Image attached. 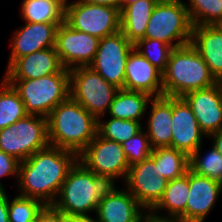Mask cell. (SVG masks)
<instances>
[{
	"label": "cell",
	"mask_w": 222,
	"mask_h": 222,
	"mask_svg": "<svg viewBox=\"0 0 222 222\" xmlns=\"http://www.w3.org/2000/svg\"><path fill=\"white\" fill-rule=\"evenodd\" d=\"M77 161L76 153L50 145L35 152L26 160L20 161L18 195L53 205L68 172Z\"/></svg>",
	"instance_id": "6da1fadb"
},
{
	"label": "cell",
	"mask_w": 222,
	"mask_h": 222,
	"mask_svg": "<svg viewBox=\"0 0 222 222\" xmlns=\"http://www.w3.org/2000/svg\"><path fill=\"white\" fill-rule=\"evenodd\" d=\"M98 120L70 96L47 117L49 145L79 155L97 134Z\"/></svg>",
	"instance_id": "7a4b0ae2"
},
{
	"label": "cell",
	"mask_w": 222,
	"mask_h": 222,
	"mask_svg": "<svg viewBox=\"0 0 222 222\" xmlns=\"http://www.w3.org/2000/svg\"><path fill=\"white\" fill-rule=\"evenodd\" d=\"M217 82L201 55L190 43L173 48L162 73L164 96L183 97Z\"/></svg>",
	"instance_id": "3957f363"
},
{
	"label": "cell",
	"mask_w": 222,
	"mask_h": 222,
	"mask_svg": "<svg viewBox=\"0 0 222 222\" xmlns=\"http://www.w3.org/2000/svg\"><path fill=\"white\" fill-rule=\"evenodd\" d=\"M112 185L77 161L68 172L52 206L64 214L89 216L90 211L96 212L98 203Z\"/></svg>",
	"instance_id": "277c9868"
},
{
	"label": "cell",
	"mask_w": 222,
	"mask_h": 222,
	"mask_svg": "<svg viewBox=\"0 0 222 222\" xmlns=\"http://www.w3.org/2000/svg\"><path fill=\"white\" fill-rule=\"evenodd\" d=\"M24 103L26 113L48 117L50 112L70 96L69 70L38 79L6 80Z\"/></svg>",
	"instance_id": "5b68a950"
},
{
	"label": "cell",
	"mask_w": 222,
	"mask_h": 222,
	"mask_svg": "<svg viewBox=\"0 0 222 222\" xmlns=\"http://www.w3.org/2000/svg\"><path fill=\"white\" fill-rule=\"evenodd\" d=\"M192 27L184 1L159 0L150 17L145 38L160 40L177 48L190 43Z\"/></svg>",
	"instance_id": "8992f818"
},
{
	"label": "cell",
	"mask_w": 222,
	"mask_h": 222,
	"mask_svg": "<svg viewBox=\"0 0 222 222\" xmlns=\"http://www.w3.org/2000/svg\"><path fill=\"white\" fill-rule=\"evenodd\" d=\"M70 97L97 120L109 110L118 88L89 66L69 70Z\"/></svg>",
	"instance_id": "52a82bcc"
},
{
	"label": "cell",
	"mask_w": 222,
	"mask_h": 222,
	"mask_svg": "<svg viewBox=\"0 0 222 222\" xmlns=\"http://www.w3.org/2000/svg\"><path fill=\"white\" fill-rule=\"evenodd\" d=\"M48 146L46 117L28 114L9 127L0 129V150L19 161Z\"/></svg>",
	"instance_id": "ba28073f"
},
{
	"label": "cell",
	"mask_w": 222,
	"mask_h": 222,
	"mask_svg": "<svg viewBox=\"0 0 222 222\" xmlns=\"http://www.w3.org/2000/svg\"><path fill=\"white\" fill-rule=\"evenodd\" d=\"M65 4V22L73 29L99 39L120 31V11L75 0Z\"/></svg>",
	"instance_id": "9c48e42d"
},
{
	"label": "cell",
	"mask_w": 222,
	"mask_h": 222,
	"mask_svg": "<svg viewBox=\"0 0 222 222\" xmlns=\"http://www.w3.org/2000/svg\"><path fill=\"white\" fill-rule=\"evenodd\" d=\"M78 161L113 185L116 178L119 179L120 176L126 179L130 167L122 145L107 140L98 133L78 155Z\"/></svg>",
	"instance_id": "30bf717a"
},
{
	"label": "cell",
	"mask_w": 222,
	"mask_h": 222,
	"mask_svg": "<svg viewBox=\"0 0 222 222\" xmlns=\"http://www.w3.org/2000/svg\"><path fill=\"white\" fill-rule=\"evenodd\" d=\"M134 45L121 31L99 41L94 60L89 65L104 80L118 89H124L126 60Z\"/></svg>",
	"instance_id": "8fae6325"
},
{
	"label": "cell",
	"mask_w": 222,
	"mask_h": 222,
	"mask_svg": "<svg viewBox=\"0 0 222 222\" xmlns=\"http://www.w3.org/2000/svg\"><path fill=\"white\" fill-rule=\"evenodd\" d=\"M100 39L71 28L65 21L56 31L55 49L65 69L89 66L94 60Z\"/></svg>",
	"instance_id": "7c38bea8"
},
{
	"label": "cell",
	"mask_w": 222,
	"mask_h": 222,
	"mask_svg": "<svg viewBox=\"0 0 222 222\" xmlns=\"http://www.w3.org/2000/svg\"><path fill=\"white\" fill-rule=\"evenodd\" d=\"M155 162L149 157L129 167L125 184L137 202L150 212L161 200L168 179L158 177Z\"/></svg>",
	"instance_id": "4fadbf2b"
},
{
	"label": "cell",
	"mask_w": 222,
	"mask_h": 222,
	"mask_svg": "<svg viewBox=\"0 0 222 222\" xmlns=\"http://www.w3.org/2000/svg\"><path fill=\"white\" fill-rule=\"evenodd\" d=\"M182 98L207 137L222 128V82L189 92Z\"/></svg>",
	"instance_id": "5bb4252c"
},
{
	"label": "cell",
	"mask_w": 222,
	"mask_h": 222,
	"mask_svg": "<svg viewBox=\"0 0 222 222\" xmlns=\"http://www.w3.org/2000/svg\"><path fill=\"white\" fill-rule=\"evenodd\" d=\"M171 148L190 156L200 145L205 133L200 129L190 106L182 97H172Z\"/></svg>",
	"instance_id": "9a60e30c"
},
{
	"label": "cell",
	"mask_w": 222,
	"mask_h": 222,
	"mask_svg": "<svg viewBox=\"0 0 222 222\" xmlns=\"http://www.w3.org/2000/svg\"><path fill=\"white\" fill-rule=\"evenodd\" d=\"M144 208L128 191L115 184L104 194L96 210L97 222H143Z\"/></svg>",
	"instance_id": "2e32d148"
},
{
	"label": "cell",
	"mask_w": 222,
	"mask_h": 222,
	"mask_svg": "<svg viewBox=\"0 0 222 222\" xmlns=\"http://www.w3.org/2000/svg\"><path fill=\"white\" fill-rule=\"evenodd\" d=\"M62 23H29L17 29L10 39L12 46L8 69L18 58L55 47L56 31Z\"/></svg>",
	"instance_id": "e0dca14e"
},
{
	"label": "cell",
	"mask_w": 222,
	"mask_h": 222,
	"mask_svg": "<svg viewBox=\"0 0 222 222\" xmlns=\"http://www.w3.org/2000/svg\"><path fill=\"white\" fill-rule=\"evenodd\" d=\"M222 183L198 175L189 169V196L186 203V222H204L220 196Z\"/></svg>",
	"instance_id": "ac0fdd59"
},
{
	"label": "cell",
	"mask_w": 222,
	"mask_h": 222,
	"mask_svg": "<svg viewBox=\"0 0 222 222\" xmlns=\"http://www.w3.org/2000/svg\"><path fill=\"white\" fill-rule=\"evenodd\" d=\"M124 89L148 93L151 97L164 96L162 73L133 48L126 60Z\"/></svg>",
	"instance_id": "d6986e66"
},
{
	"label": "cell",
	"mask_w": 222,
	"mask_h": 222,
	"mask_svg": "<svg viewBox=\"0 0 222 222\" xmlns=\"http://www.w3.org/2000/svg\"><path fill=\"white\" fill-rule=\"evenodd\" d=\"M63 68L55 47H51L18 58L6 70L4 79H38L58 74Z\"/></svg>",
	"instance_id": "ffe728a7"
},
{
	"label": "cell",
	"mask_w": 222,
	"mask_h": 222,
	"mask_svg": "<svg viewBox=\"0 0 222 222\" xmlns=\"http://www.w3.org/2000/svg\"><path fill=\"white\" fill-rule=\"evenodd\" d=\"M190 44L201 55L214 78L222 82V25L193 26Z\"/></svg>",
	"instance_id": "44dd1931"
},
{
	"label": "cell",
	"mask_w": 222,
	"mask_h": 222,
	"mask_svg": "<svg viewBox=\"0 0 222 222\" xmlns=\"http://www.w3.org/2000/svg\"><path fill=\"white\" fill-rule=\"evenodd\" d=\"M152 102V103H150ZM147 131L151 147H171L172 142V97H153Z\"/></svg>",
	"instance_id": "7402d4cb"
},
{
	"label": "cell",
	"mask_w": 222,
	"mask_h": 222,
	"mask_svg": "<svg viewBox=\"0 0 222 222\" xmlns=\"http://www.w3.org/2000/svg\"><path fill=\"white\" fill-rule=\"evenodd\" d=\"M188 192L189 169L183 176L168 181L161 200L149 213L158 218L180 219L181 221L186 222V203L189 196ZM159 209L168 210V216L165 215L164 217V215H159Z\"/></svg>",
	"instance_id": "603a6c76"
},
{
	"label": "cell",
	"mask_w": 222,
	"mask_h": 222,
	"mask_svg": "<svg viewBox=\"0 0 222 222\" xmlns=\"http://www.w3.org/2000/svg\"><path fill=\"white\" fill-rule=\"evenodd\" d=\"M159 0H137L120 10V31L134 45L145 38L153 9Z\"/></svg>",
	"instance_id": "cb8c5ba5"
},
{
	"label": "cell",
	"mask_w": 222,
	"mask_h": 222,
	"mask_svg": "<svg viewBox=\"0 0 222 222\" xmlns=\"http://www.w3.org/2000/svg\"><path fill=\"white\" fill-rule=\"evenodd\" d=\"M152 98L145 92L119 89L107 112L115 119L140 122Z\"/></svg>",
	"instance_id": "d4e9b609"
},
{
	"label": "cell",
	"mask_w": 222,
	"mask_h": 222,
	"mask_svg": "<svg viewBox=\"0 0 222 222\" xmlns=\"http://www.w3.org/2000/svg\"><path fill=\"white\" fill-rule=\"evenodd\" d=\"M21 18L29 23H63L66 0H23Z\"/></svg>",
	"instance_id": "484cf974"
},
{
	"label": "cell",
	"mask_w": 222,
	"mask_h": 222,
	"mask_svg": "<svg viewBox=\"0 0 222 222\" xmlns=\"http://www.w3.org/2000/svg\"><path fill=\"white\" fill-rule=\"evenodd\" d=\"M150 158L156 164L157 176L168 180L183 176L189 169V156L175 148H154Z\"/></svg>",
	"instance_id": "4316f807"
},
{
	"label": "cell",
	"mask_w": 222,
	"mask_h": 222,
	"mask_svg": "<svg viewBox=\"0 0 222 222\" xmlns=\"http://www.w3.org/2000/svg\"><path fill=\"white\" fill-rule=\"evenodd\" d=\"M0 85V129H3L28 114L19 94L4 78Z\"/></svg>",
	"instance_id": "83f0119b"
},
{
	"label": "cell",
	"mask_w": 222,
	"mask_h": 222,
	"mask_svg": "<svg viewBox=\"0 0 222 222\" xmlns=\"http://www.w3.org/2000/svg\"><path fill=\"white\" fill-rule=\"evenodd\" d=\"M201 147L202 145L189 156V169L222 183V155L213 145L212 149L200 158Z\"/></svg>",
	"instance_id": "f1b7e54d"
},
{
	"label": "cell",
	"mask_w": 222,
	"mask_h": 222,
	"mask_svg": "<svg viewBox=\"0 0 222 222\" xmlns=\"http://www.w3.org/2000/svg\"><path fill=\"white\" fill-rule=\"evenodd\" d=\"M185 4L192 26L222 24V0H189Z\"/></svg>",
	"instance_id": "f546056e"
},
{
	"label": "cell",
	"mask_w": 222,
	"mask_h": 222,
	"mask_svg": "<svg viewBox=\"0 0 222 222\" xmlns=\"http://www.w3.org/2000/svg\"><path fill=\"white\" fill-rule=\"evenodd\" d=\"M141 124L133 120L112 117L108 121L98 119L97 133L107 140L121 144L140 132L143 129Z\"/></svg>",
	"instance_id": "4dcf8cb0"
},
{
	"label": "cell",
	"mask_w": 222,
	"mask_h": 222,
	"mask_svg": "<svg viewBox=\"0 0 222 222\" xmlns=\"http://www.w3.org/2000/svg\"><path fill=\"white\" fill-rule=\"evenodd\" d=\"M8 198L9 222H33L46 206L42 201L17 195L11 201Z\"/></svg>",
	"instance_id": "1f68e13d"
},
{
	"label": "cell",
	"mask_w": 222,
	"mask_h": 222,
	"mask_svg": "<svg viewBox=\"0 0 222 222\" xmlns=\"http://www.w3.org/2000/svg\"><path fill=\"white\" fill-rule=\"evenodd\" d=\"M134 48L161 73L165 71L170 53L173 50L163 41L150 38L140 39L134 44Z\"/></svg>",
	"instance_id": "d6a6232c"
},
{
	"label": "cell",
	"mask_w": 222,
	"mask_h": 222,
	"mask_svg": "<svg viewBox=\"0 0 222 222\" xmlns=\"http://www.w3.org/2000/svg\"><path fill=\"white\" fill-rule=\"evenodd\" d=\"M121 145L129 166L149 158L153 151L148 135L143 129Z\"/></svg>",
	"instance_id": "836d02e7"
},
{
	"label": "cell",
	"mask_w": 222,
	"mask_h": 222,
	"mask_svg": "<svg viewBox=\"0 0 222 222\" xmlns=\"http://www.w3.org/2000/svg\"><path fill=\"white\" fill-rule=\"evenodd\" d=\"M20 161L14 156L0 150V179L5 176H16L18 178ZM0 182V191H5Z\"/></svg>",
	"instance_id": "e575fe53"
},
{
	"label": "cell",
	"mask_w": 222,
	"mask_h": 222,
	"mask_svg": "<svg viewBox=\"0 0 222 222\" xmlns=\"http://www.w3.org/2000/svg\"><path fill=\"white\" fill-rule=\"evenodd\" d=\"M35 222H63V213L52 205H46Z\"/></svg>",
	"instance_id": "d590c367"
},
{
	"label": "cell",
	"mask_w": 222,
	"mask_h": 222,
	"mask_svg": "<svg viewBox=\"0 0 222 222\" xmlns=\"http://www.w3.org/2000/svg\"><path fill=\"white\" fill-rule=\"evenodd\" d=\"M8 197L5 191H0V222H9Z\"/></svg>",
	"instance_id": "8d00e7d4"
},
{
	"label": "cell",
	"mask_w": 222,
	"mask_h": 222,
	"mask_svg": "<svg viewBox=\"0 0 222 222\" xmlns=\"http://www.w3.org/2000/svg\"><path fill=\"white\" fill-rule=\"evenodd\" d=\"M79 1L85 2L87 4L109 6L118 9L119 11L121 10V0H79Z\"/></svg>",
	"instance_id": "74e56055"
},
{
	"label": "cell",
	"mask_w": 222,
	"mask_h": 222,
	"mask_svg": "<svg viewBox=\"0 0 222 222\" xmlns=\"http://www.w3.org/2000/svg\"><path fill=\"white\" fill-rule=\"evenodd\" d=\"M63 222H97V220L87 215H69L63 213Z\"/></svg>",
	"instance_id": "f35d334b"
},
{
	"label": "cell",
	"mask_w": 222,
	"mask_h": 222,
	"mask_svg": "<svg viewBox=\"0 0 222 222\" xmlns=\"http://www.w3.org/2000/svg\"><path fill=\"white\" fill-rule=\"evenodd\" d=\"M213 139L212 145L217 149V151L222 155V128L209 135Z\"/></svg>",
	"instance_id": "ab89813d"
},
{
	"label": "cell",
	"mask_w": 222,
	"mask_h": 222,
	"mask_svg": "<svg viewBox=\"0 0 222 222\" xmlns=\"http://www.w3.org/2000/svg\"><path fill=\"white\" fill-rule=\"evenodd\" d=\"M143 222H183L180 219H163L153 216L150 213H146Z\"/></svg>",
	"instance_id": "60d3db41"
},
{
	"label": "cell",
	"mask_w": 222,
	"mask_h": 222,
	"mask_svg": "<svg viewBox=\"0 0 222 222\" xmlns=\"http://www.w3.org/2000/svg\"><path fill=\"white\" fill-rule=\"evenodd\" d=\"M137 0H121V9L125 8L126 6L135 3Z\"/></svg>",
	"instance_id": "b9f144b4"
}]
</instances>
